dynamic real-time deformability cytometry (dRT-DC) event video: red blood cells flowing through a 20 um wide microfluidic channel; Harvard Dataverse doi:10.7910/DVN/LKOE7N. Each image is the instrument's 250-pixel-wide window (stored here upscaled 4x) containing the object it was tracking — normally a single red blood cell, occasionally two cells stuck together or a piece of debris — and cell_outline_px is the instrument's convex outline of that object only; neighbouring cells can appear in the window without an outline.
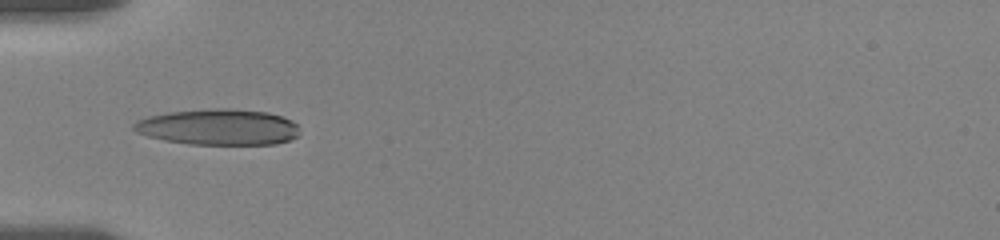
{"species": "human", "species_latin": "Homo sapiens", "temperature_condition": "room temperature", "stored_images_in_passage": 2, "camera_frame_rate_fps": 3000, "um_per_image_px": 0.085, "donor": {"sex": "female"}, "frame": {"image": 1, "passage_image": 1, "time_ms": 0.0, "image_size_px": [1000, 240], "cell_outline_px": [[296, 136], [288, 140], [276, 144], [188, 144], [164, 140], [148, 136], [136, 132], [132, 128], [132, 124], [136, 120], [148, 116], [168, 112], [212, 108], [228, 108], [268, 112], [292, 120], [296, 124]], "centroid_in_image_um": [18.5, 10.79], "position_along_channel_um": 66.5, "area_um2": 34.68}}